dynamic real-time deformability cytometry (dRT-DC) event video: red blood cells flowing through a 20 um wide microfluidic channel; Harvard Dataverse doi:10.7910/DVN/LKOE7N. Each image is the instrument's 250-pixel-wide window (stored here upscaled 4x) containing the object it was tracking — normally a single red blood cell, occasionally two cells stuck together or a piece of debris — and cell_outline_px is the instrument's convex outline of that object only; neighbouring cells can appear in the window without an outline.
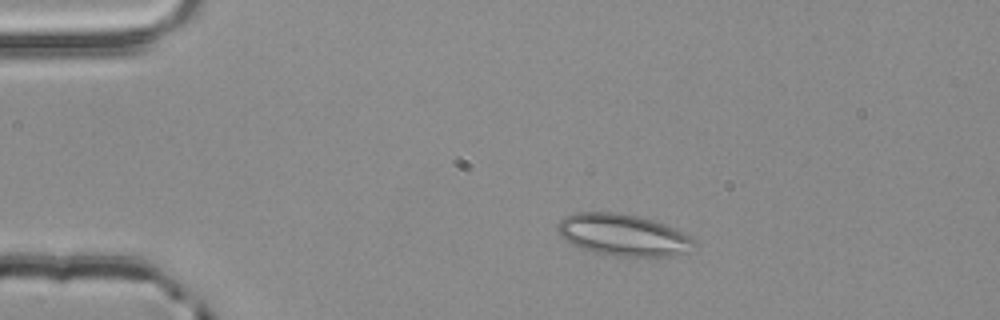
{"species": "common noctule bat (a hibernating species)", "species_latin": "Nyctalus noctula", "temperature_condition": "room temperature", "stored_images_in_passage": 53, "camera_frame_rate_fps": 3000, "um_per_image_px": 0.085, "animal": {"sex": "male", "body_mass_g": 20.4}, "frame": {"image": 1, "passage_image": 9, "time_ms": 2.667, "image_size_px": [1000, 320], "cell_outline_px": [[696, 240], [688, 252], [676, 256], [656, 260], [616, 256], [596, 252], [580, 248], [564, 240], [560, 236], [556, 228], [560, 220], [564, 216], [576, 212], [616, 212], [640, 216], [676, 228]], "centroid_in_image_um": [53.01, 20.01], "position_along_channel_um": 32.0, "area_um2": 34.22}}
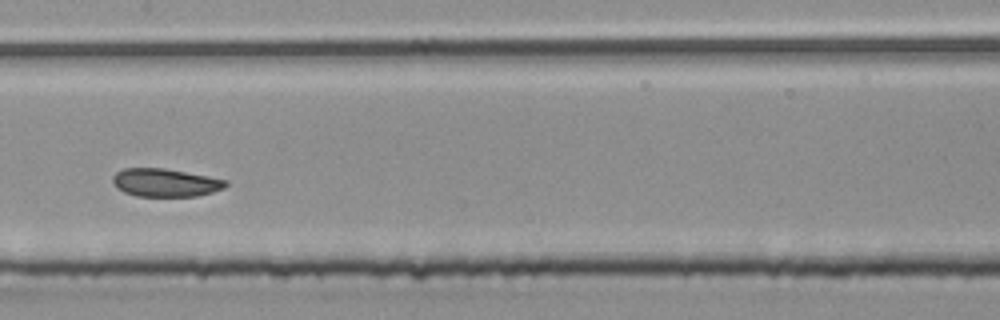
{"frame": {"image": 2, "passage_image": 26, "time_ms": 8.333, "image_size_px": [1000, 320], "cell_outline_px": [[228, 184], [224, 188], [212, 192], [196, 196], [136, 196], [124, 192], [116, 188], [112, 184], [112, 176], [116, 172], [124, 168], [164, 168], [208, 176], [228, 180]], "centroid_in_image_um": [14.02, 15.52], "position_along_channel_um": 193.4, "area_um2": 18.61}}
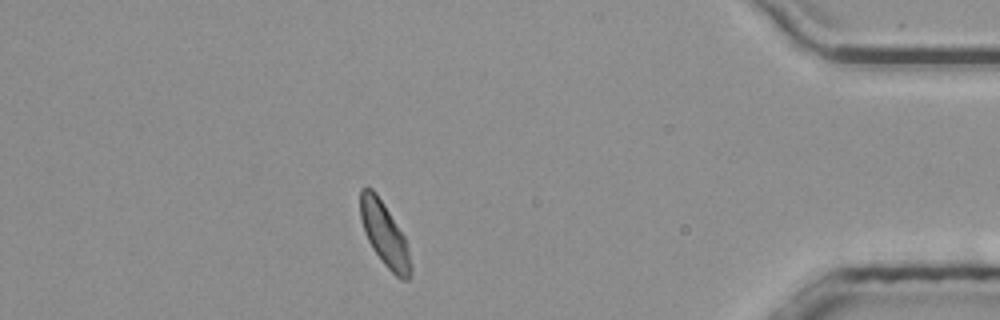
{"frame": {"image": 3, "passage_image": 46, "time_ms": 15.0, "image_size_px": [1000, 320], "cell_outline_px": [[412, 272], [408, 280], [400, 280], [384, 264], [372, 248], [364, 232], [360, 216], [360, 188], [372, 188], [376, 192], [384, 204], [404, 236], [408, 248], [412, 268]], "centroid_in_image_um": [32.68, 19.93], "position_along_channel_um": 402.5, "area_um2": 18.67}, "authors_computed_cell_mechanics": {"area_um2": 19.3052, "velocity_mm_per_s": 3.8229, "shape_relaxation_time_tau1_ms": null, "shape_relaxation_time_tau2_ms": 1.9427, "deformation_change_tau1": null, "deformation_change_tau2": 0.0535}}